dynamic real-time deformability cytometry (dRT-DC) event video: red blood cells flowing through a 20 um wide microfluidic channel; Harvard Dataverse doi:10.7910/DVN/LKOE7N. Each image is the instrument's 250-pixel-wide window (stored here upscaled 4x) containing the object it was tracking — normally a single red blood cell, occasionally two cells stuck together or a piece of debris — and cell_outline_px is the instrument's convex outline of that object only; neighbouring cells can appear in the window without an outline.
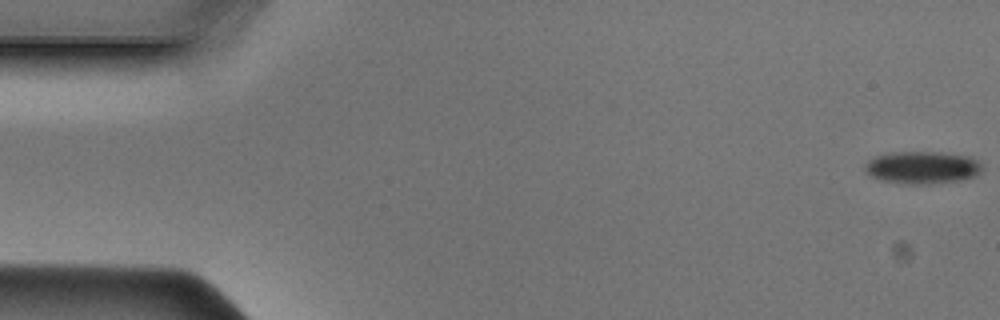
{"species": "Egyptian fruit bat (a non-hibernating species)", "species_latin": "Rousettus aegyptiacus", "temperature_condition": "cold", "stored_images_in_passage": 37, "camera_frame_rate_fps": 3000, "um_per_image_px": 0.085, "animal": {"sex": "male"}, "frame": {"image": 1, "passage_image": 1, "time_ms": 0.0, "image_size_px": [1000, 320], "cell_outline_px": [[980, 172], [976, 176], [960, 180], [928, 184], [904, 184], [880, 180], [864, 172], [864, 164], [868, 160], [876, 156], [888, 152], [944, 152], [968, 156], [976, 160], [980, 164]], "centroid_in_image_um": [78.34, 14.23], "position_along_channel_um": 6.7, "area_um2": 22.31}}
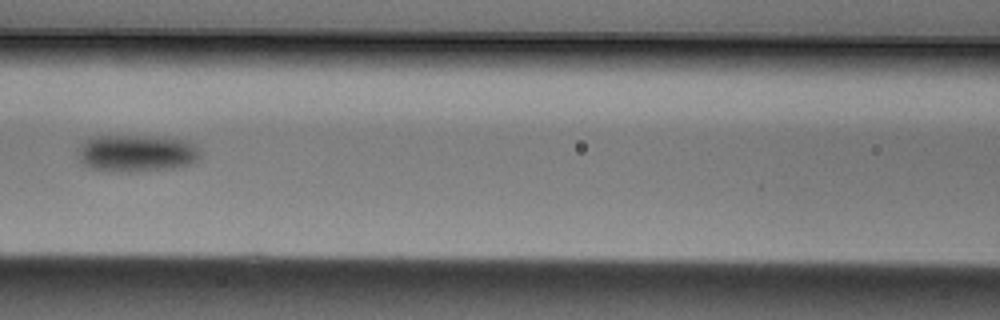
{"frame": {"image": 2, "passage_image": 21, "time_ms": 6.667, "image_size_px": [1000, 320], "cell_outline_px": [[200, 156], [192, 164], [172, 168], [136, 172], [128, 172], [88, 168], [76, 156], [76, 148], [88, 136], [136, 136], [184, 140], [192, 144], [200, 152]], "centroid_in_image_um": [11.51, 13.03], "position_along_channel_um": 155.1, "area_um2": 26.47}}
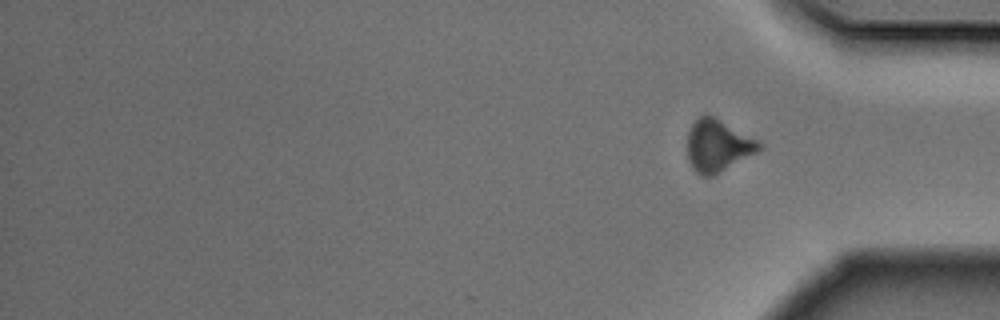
{"frame": {"image": 3, "passage_image": 37, "time_ms": 12.0, "image_size_px": [1000, 320], "cell_outline_px": [[764, 148], [720, 172], [712, 176], [700, 176], [692, 168], [688, 160], [688, 132], [692, 124], [700, 116], [712, 116], [760, 140], [764, 144]], "centroid_in_image_um": [61.04, 12.4], "position_along_channel_um": 374.2, "area_um2": 21.68}}